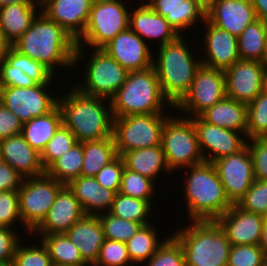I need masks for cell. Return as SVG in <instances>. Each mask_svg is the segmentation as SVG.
I'll return each instance as SVG.
<instances>
[{
  "label": "cell",
  "mask_w": 267,
  "mask_h": 266,
  "mask_svg": "<svg viewBox=\"0 0 267 266\" xmlns=\"http://www.w3.org/2000/svg\"><path fill=\"white\" fill-rule=\"evenodd\" d=\"M39 12L30 28L12 46L42 63L53 74L56 66L74 68L76 40L42 11Z\"/></svg>",
  "instance_id": "6da1fadb"
},
{
  "label": "cell",
  "mask_w": 267,
  "mask_h": 266,
  "mask_svg": "<svg viewBox=\"0 0 267 266\" xmlns=\"http://www.w3.org/2000/svg\"><path fill=\"white\" fill-rule=\"evenodd\" d=\"M68 91V94L58 97L57 105L62 114L63 125L74 134L77 142L112 137L113 115L110 99L84 94L75 86ZM106 101L108 103L105 106Z\"/></svg>",
  "instance_id": "7a4b0ae2"
},
{
  "label": "cell",
  "mask_w": 267,
  "mask_h": 266,
  "mask_svg": "<svg viewBox=\"0 0 267 266\" xmlns=\"http://www.w3.org/2000/svg\"><path fill=\"white\" fill-rule=\"evenodd\" d=\"M185 169L188 176L183 196L189 221H216L233 206L212 162L204 161Z\"/></svg>",
  "instance_id": "3957f363"
},
{
  "label": "cell",
  "mask_w": 267,
  "mask_h": 266,
  "mask_svg": "<svg viewBox=\"0 0 267 266\" xmlns=\"http://www.w3.org/2000/svg\"><path fill=\"white\" fill-rule=\"evenodd\" d=\"M185 41L183 35H179L175 40L159 46L157 59L153 57L152 66L163 95L173 106L189 91L196 71L202 65Z\"/></svg>",
  "instance_id": "277c9868"
},
{
  "label": "cell",
  "mask_w": 267,
  "mask_h": 266,
  "mask_svg": "<svg viewBox=\"0 0 267 266\" xmlns=\"http://www.w3.org/2000/svg\"><path fill=\"white\" fill-rule=\"evenodd\" d=\"M110 102L113 118L163 113L166 106L174 109L163 95L153 66L144 70L129 71L126 81Z\"/></svg>",
  "instance_id": "5b68a950"
},
{
  "label": "cell",
  "mask_w": 267,
  "mask_h": 266,
  "mask_svg": "<svg viewBox=\"0 0 267 266\" xmlns=\"http://www.w3.org/2000/svg\"><path fill=\"white\" fill-rule=\"evenodd\" d=\"M187 224L172 234L183 248L186 266H227L231 243L218 223L191 221Z\"/></svg>",
  "instance_id": "8992f818"
},
{
  "label": "cell",
  "mask_w": 267,
  "mask_h": 266,
  "mask_svg": "<svg viewBox=\"0 0 267 266\" xmlns=\"http://www.w3.org/2000/svg\"><path fill=\"white\" fill-rule=\"evenodd\" d=\"M122 0H94L83 34L76 40L74 66L84 60V45L103 48L120 32L129 28V12Z\"/></svg>",
  "instance_id": "52a82bcc"
},
{
  "label": "cell",
  "mask_w": 267,
  "mask_h": 266,
  "mask_svg": "<svg viewBox=\"0 0 267 266\" xmlns=\"http://www.w3.org/2000/svg\"><path fill=\"white\" fill-rule=\"evenodd\" d=\"M161 146L172 173L178 168L184 170L205 161L191 118L171 114L164 123Z\"/></svg>",
  "instance_id": "ba28073f"
},
{
  "label": "cell",
  "mask_w": 267,
  "mask_h": 266,
  "mask_svg": "<svg viewBox=\"0 0 267 266\" xmlns=\"http://www.w3.org/2000/svg\"><path fill=\"white\" fill-rule=\"evenodd\" d=\"M164 113L138 114L113 118L112 136L117 154L161 145L162 131L166 119Z\"/></svg>",
  "instance_id": "9c48e42d"
},
{
  "label": "cell",
  "mask_w": 267,
  "mask_h": 266,
  "mask_svg": "<svg viewBox=\"0 0 267 266\" xmlns=\"http://www.w3.org/2000/svg\"><path fill=\"white\" fill-rule=\"evenodd\" d=\"M85 65L83 83H73L84 94L111 99L126 81L129 71L122 67L104 49L94 48Z\"/></svg>",
  "instance_id": "30bf717a"
},
{
  "label": "cell",
  "mask_w": 267,
  "mask_h": 266,
  "mask_svg": "<svg viewBox=\"0 0 267 266\" xmlns=\"http://www.w3.org/2000/svg\"><path fill=\"white\" fill-rule=\"evenodd\" d=\"M63 186L64 184L46 174L24 178L18 193L22 226L24 225L28 234L43 221Z\"/></svg>",
  "instance_id": "8fae6325"
},
{
  "label": "cell",
  "mask_w": 267,
  "mask_h": 266,
  "mask_svg": "<svg viewBox=\"0 0 267 266\" xmlns=\"http://www.w3.org/2000/svg\"><path fill=\"white\" fill-rule=\"evenodd\" d=\"M225 97L224 70L201 65L196 71L189 91L174 106V110L185 112L188 118L198 117Z\"/></svg>",
  "instance_id": "7c38bea8"
},
{
  "label": "cell",
  "mask_w": 267,
  "mask_h": 266,
  "mask_svg": "<svg viewBox=\"0 0 267 266\" xmlns=\"http://www.w3.org/2000/svg\"><path fill=\"white\" fill-rule=\"evenodd\" d=\"M51 84H37L32 87H0V101L15 113L24 124L35 117L50 112L58 96L47 93Z\"/></svg>",
  "instance_id": "4fadbf2b"
},
{
  "label": "cell",
  "mask_w": 267,
  "mask_h": 266,
  "mask_svg": "<svg viewBox=\"0 0 267 266\" xmlns=\"http://www.w3.org/2000/svg\"><path fill=\"white\" fill-rule=\"evenodd\" d=\"M212 163L227 198L232 204H237L255 181L253 161L248 146L236 154L221 157Z\"/></svg>",
  "instance_id": "5bb4252c"
},
{
  "label": "cell",
  "mask_w": 267,
  "mask_h": 266,
  "mask_svg": "<svg viewBox=\"0 0 267 266\" xmlns=\"http://www.w3.org/2000/svg\"><path fill=\"white\" fill-rule=\"evenodd\" d=\"M191 119L196 130L200 151L207 162L236 154L246 146V138L243 139L241 132L209 124L200 116Z\"/></svg>",
  "instance_id": "9a60e30c"
},
{
  "label": "cell",
  "mask_w": 267,
  "mask_h": 266,
  "mask_svg": "<svg viewBox=\"0 0 267 266\" xmlns=\"http://www.w3.org/2000/svg\"><path fill=\"white\" fill-rule=\"evenodd\" d=\"M263 71L260 61L239 59L224 70L226 97L246 104L252 102L261 93Z\"/></svg>",
  "instance_id": "2e32d148"
},
{
  "label": "cell",
  "mask_w": 267,
  "mask_h": 266,
  "mask_svg": "<svg viewBox=\"0 0 267 266\" xmlns=\"http://www.w3.org/2000/svg\"><path fill=\"white\" fill-rule=\"evenodd\" d=\"M216 222L225 232L231 246L258 245L261 240L265 217L233 204Z\"/></svg>",
  "instance_id": "e0dca14e"
},
{
  "label": "cell",
  "mask_w": 267,
  "mask_h": 266,
  "mask_svg": "<svg viewBox=\"0 0 267 266\" xmlns=\"http://www.w3.org/2000/svg\"><path fill=\"white\" fill-rule=\"evenodd\" d=\"M102 49L128 71L144 70L153 63L154 54L149 44L130 28L120 32Z\"/></svg>",
  "instance_id": "ac0fdd59"
},
{
  "label": "cell",
  "mask_w": 267,
  "mask_h": 266,
  "mask_svg": "<svg viewBox=\"0 0 267 266\" xmlns=\"http://www.w3.org/2000/svg\"><path fill=\"white\" fill-rule=\"evenodd\" d=\"M86 214L74 193L64 185L58 192L43 221L30 233L42 235L66 233L70 227ZM39 232V233H38Z\"/></svg>",
  "instance_id": "d6986e66"
},
{
  "label": "cell",
  "mask_w": 267,
  "mask_h": 266,
  "mask_svg": "<svg viewBox=\"0 0 267 266\" xmlns=\"http://www.w3.org/2000/svg\"><path fill=\"white\" fill-rule=\"evenodd\" d=\"M94 0H42L41 10L75 40L84 32Z\"/></svg>",
  "instance_id": "ffe728a7"
},
{
  "label": "cell",
  "mask_w": 267,
  "mask_h": 266,
  "mask_svg": "<svg viewBox=\"0 0 267 266\" xmlns=\"http://www.w3.org/2000/svg\"><path fill=\"white\" fill-rule=\"evenodd\" d=\"M205 35H204V52L205 56L201 63L204 66L226 70L236 63L239 58L238 39L230 32L223 30L207 19L204 20ZM205 58V59H204Z\"/></svg>",
  "instance_id": "44dd1931"
},
{
  "label": "cell",
  "mask_w": 267,
  "mask_h": 266,
  "mask_svg": "<svg viewBox=\"0 0 267 266\" xmlns=\"http://www.w3.org/2000/svg\"><path fill=\"white\" fill-rule=\"evenodd\" d=\"M206 19L238 38L257 17L251 0H217Z\"/></svg>",
  "instance_id": "7402d4cb"
},
{
  "label": "cell",
  "mask_w": 267,
  "mask_h": 266,
  "mask_svg": "<svg viewBox=\"0 0 267 266\" xmlns=\"http://www.w3.org/2000/svg\"><path fill=\"white\" fill-rule=\"evenodd\" d=\"M0 160L13 167L24 178L45 174L40 153L21 134L0 141Z\"/></svg>",
  "instance_id": "603a6c76"
},
{
  "label": "cell",
  "mask_w": 267,
  "mask_h": 266,
  "mask_svg": "<svg viewBox=\"0 0 267 266\" xmlns=\"http://www.w3.org/2000/svg\"><path fill=\"white\" fill-rule=\"evenodd\" d=\"M130 12L129 28L144 41L157 39V41L160 40L158 46H161L179 36L167 19L155 12L150 6L139 5Z\"/></svg>",
  "instance_id": "cb8c5ba5"
},
{
  "label": "cell",
  "mask_w": 267,
  "mask_h": 266,
  "mask_svg": "<svg viewBox=\"0 0 267 266\" xmlns=\"http://www.w3.org/2000/svg\"><path fill=\"white\" fill-rule=\"evenodd\" d=\"M77 246L83 260L92 266L98 258L105 236L98 216L85 215L65 233Z\"/></svg>",
  "instance_id": "d4e9b609"
},
{
  "label": "cell",
  "mask_w": 267,
  "mask_h": 266,
  "mask_svg": "<svg viewBox=\"0 0 267 266\" xmlns=\"http://www.w3.org/2000/svg\"><path fill=\"white\" fill-rule=\"evenodd\" d=\"M68 187L86 215L98 216L111 210L116 192L101 186L94 177L79 176Z\"/></svg>",
  "instance_id": "484cf974"
},
{
  "label": "cell",
  "mask_w": 267,
  "mask_h": 266,
  "mask_svg": "<svg viewBox=\"0 0 267 266\" xmlns=\"http://www.w3.org/2000/svg\"><path fill=\"white\" fill-rule=\"evenodd\" d=\"M149 6L165 17L179 35L196 25L199 19H202L199 20L202 23L206 19V15L193 0H155Z\"/></svg>",
  "instance_id": "4316f807"
},
{
  "label": "cell",
  "mask_w": 267,
  "mask_h": 266,
  "mask_svg": "<svg viewBox=\"0 0 267 266\" xmlns=\"http://www.w3.org/2000/svg\"><path fill=\"white\" fill-rule=\"evenodd\" d=\"M200 117L221 128L247 133V104L225 97L204 111Z\"/></svg>",
  "instance_id": "83f0119b"
},
{
  "label": "cell",
  "mask_w": 267,
  "mask_h": 266,
  "mask_svg": "<svg viewBox=\"0 0 267 266\" xmlns=\"http://www.w3.org/2000/svg\"><path fill=\"white\" fill-rule=\"evenodd\" d=\"M37 10H41V4L14 3L0 7V28L9 45L30 28Z\"/></svg>",
  "instance_id": "f1b7e54d"
},
{
  "label": "cell",
  "mask_w": 267,
  "mask_h": 266,
  "mask_svg": "<svg viewBox=\"0 0 267 266\" xmlns=\"http://www.w3.org/2000/svg\"><path fill=\"white\" fill-rule=\"evenodd\" d=\"M62 124V114L56 105L47 114L25 122L21 135L33 149L41 153Z\"/></svg>",
  "instance_id": "f546056e"
},
{
  "label": "cell",
  "mask_w": 267,
  "mask_h": 266,
  "mask_svg": "<svg viewBox=\"0 0 267 266\" xmlns=\"http://www.w3.org/2000/svg\"><path fill=\"white\" fill-rule=\"evenodd\" d=\"M125 167L155 181L159 172L171 173L161 145L125 152L122 155ZM163 169V170H162Z\"/></svg>",
  "instance_id": "4dcf8cb0"
},
{
  "label": "cell",
  "mask_w": 267,
  "mask_h": 266,
  "mask_svg": "<svg viewBox=\"0 0 267 266\" xmlns=\"http://www.w3.org/2000/svg\"><path fill=\"white\" fill-rule=\"evenodd\" d=\"M81 143L84 153L81 176L94 177L118 156L113 136Z\"/></svg>",
  "instance_id": "1f68e13d"
},
{
  "label": "cell",
  "mask_w": 267,
  "mask_h": 266,
  "mask_svg": "<svg viewBox=\"0 0 267 266\" xmlns=\"http://www.w3.org/2000/svg\"><path fill=\"white\" fill-rule=\"evenodd\" d=\"M41 242L47 248L53 266H90L65 233L43 235Z\"/></svg>",
  "instance_id": "d6a6232c"
},
{
  "label": "cell",
  "mask_w": 267,
  "mask_h": 266,
  "mask_svg": "<svg viewBox=\"0 0 267 266\" xmlns=\"http://www.w3.org/2000/svg\"><path fill=\"white\" fill-rule=\"evenodd\" d=\"M237 39L240 59L261 62L267 48V23L257 19Z\"/></svg>",
  "instance_id": "836d02e7"
},
{
  "label": "cell",
  "mask_w": 267,
  "mask_h": 266,
  "mask_svg": "<svg viewBox=\"0 0 267 266\" xmlns=\"http://www.w3.org/2000/svg\"><path fill=\"white\" fill-rule=\"evenodd\" d=\"M83 157V145L81 142H77L60 158L55 160L45 170V174L64 185H68L71 181L81 176Z\"/></svg>",
  "instance_id": "e575fe53"
},
{
  "label": "cell",
  "mask_w": 267,
  "mask_h": 266,
  "mask_svg": "<svg viewBox=\"0 0 267 266\" xmlns=\"http://www.w3.org/2000/svg\"><path fill=\"white\" fill-rule=\"evenodd\" d=\"M154 228L152 223L144 225L125 242L128 256L133 265L147 262L164 242L163 240L159 241L157 230Z\"/></svg>",
  "instance_id": "d590c367"
},
{
  "label": "cell",
  "mask_w": 267,
  "mask_h": 266,
  "mask_svg": "<svg viewBox=\"0 0 267 266\" xmlns=\"http://www.w3.org/2000/svg\"><path fill=\"white\" fill-rule=\"evenodd\" d=\"M37 83L21 68V53L12 45L0 58V87H32Z\"/></svg>",
  "instance_id": "8d00e7d4"
},
{
  "label": "cell",
  "mask_w": 267,
  "mask_h": 266,
  "mask_svg": "<svg viewBox=\"0 0 267 266\" xmlns=\"http://www.w3.org/2000/svg\"><path fill=\"white\" fill-rule=\"evenodd\" d=\"M152 205L147 200H141L117 192L111 210L114 216L122 219L141 223L143 226L150 224L148 216Z\"/></svg>",
  "instance_id": "74e56055"
},
{
  "label": "cell",
  "mask_w": 267,
  "mask_h": 266,
  "mask_svg": "<svg viewBox=\"0 0 267 266\" xmlns=\"http://www.w3.org/2000/svg\"><path fill=\"white\" fill-rule=\"evenodd\" d=\"M154 185L153 180L125 167L119 192L130 197L147 200L153 205L151 200L156 190Z\"/></svg>",
  "instance_id": "f35d334b"
},
{
  "label": "cell",
  "mask_w": 267,
  "mask_h": 266,
  "mask_svg": "<svg viewBox=\"0 0 267 266\" xmlns=\"http://www.w3.org/2000/svg\"><path fill=\"white\" fill-rule=\"evenodd\" d=\"M77 143L74 134L63 124L40 153L41 163L46 170L55 160Z\"/></svg>",
  "instance_id": "ab89813d"
},
{
  "label": "cell",
  "mask_w": 267,
  "mask_h": 266,
  "mask_svg": "<svg viewBox=\"0 0 267 266\" xmlns=\"http://www.w3.org/2000/svg\"><path fill=\"white\" fill-rule=\"evenodd\" d=\"M105 239L127 242L143 225L114 216L110 212L98 215Z\"/></svg>",
  "instance_id": "60d3db41"
},
{
  "label": "cell",
  "mask_w": 267,
  "mask_h": 266,
  "mask_svg": "<svg viewBox=\"0 0 267 266\" xmlns=\"http://www.w3.org/2000/svg\"><path fill=\"white\" fill-rule=\"evenodd\" d=\"M267 135V95L260 93L247 104L246 138L252 139Z\"/></svg>",
  "instance_id": "b9f144b4"
},
{
  "label": "cell",
  "mask_w": 267,
  "mask_h": 266,
  "mask_svg": "<svg viewBox=\"0 0 267 266\" xmlns=\"http://www.w3.org/2000/svg\"><path fill=\"white\" fill-rule=\"evenodd\" d=\"M146 263V266H186L183 248L172 234Z\"/></svg>",
  "instance_id": "7bdbcfd3"
},
{
  "label": "cell",
  "mask_w": 267,
  "mask_h": 266,
  "mask_svg": "<svg viewBox=\"0 0 267 266\" xmlns=\"http://www.w3.org/2000/svg\"><path fill=\"white\" fill-rule=\"evenodd\" d=\"M134 266L128 256L125 242L105 239L97 261L92 266Z\"/></svg>",
  "instance_id": "ee69618b"
},
{
  "label": "cell",
  "mask_w": 267,
  "mask_h": 266,
  "mask_svg": "<svg viewBox=\"0 0 267 266\" xmlns=\"http://www.w3.org/2000/svg\"><path fill=\"white\" fill-rule=\"evenodd\" d=\"M39 244L22 246L20 243L16 248L13 266H53L45 245Z\"/></svg>",
  "instance_id": "f6af8a7d"
},
{
  "label": "cell",
  "mask_w": 267,
  "mask_h": 266,
  "mask_svg": "<svg viewBox=\"0 0 267 266\" xmlns=\"http://www.w3.org/2000/svg\"><path fill=\"white\" fill-rule=\"evenodd\" d=\"M237 205L246 211L265 216L267 214V181L255 179Z\"/></svg>",
  "instance_id": "bcb514c9"
},
{
  "label": "cell",
  "mask_w": 267,
  "mask_h": 266,
  "mask_svg": "<svg viewBox=\"0 0 267 266\" xmlns=\"http://www.w3.org/2000/svg\"><path fill=\"white\" fill-rule=\"evenodd\" d=\"M266 256L258 245L231 246L227 266H261Z\"/></svg>",
  "instance_id": "7dc6e473"
},
{
  "label": "cell",
  "mask_w": 267,
  "mask_h": 266,
  "mask_svg": "<svg viewBox=\"0 0 267 266\" xmlns=\"http://www.w3.org/2000/svg\"><path fill=\"white\" fill-rule=\"evenodd\" d=\"M15 222L22 224L18 190L0 192V226L12 228Z\"/></svg>",
  "instance_id": "c3c4849f"
},
{
  "label": "cell",
  "mask_w": 267,
  "mask_h": 266,
  "mask_svg": "<svg viewBox=\"0 0 267 266\" xmlns=\"http://www.w3.org/2000/svg\"><path fill=\"white\" fill-rule=\"evenodd\" d=\"M246 145L252 157L255 179L267 181V138L248 139Z\"/></svg>",
  "instance_id": "681fc988"
},
{
  "label": "cell",
  "mask_w": 267,
  "mask_h": 266,
  "mask_svg": "<svg viewBox=\"0 0 267 266\" xmlns=\"http://www.w3.org/2000/svg\"><path fill=\"white\" fill-rule=\"evenodd\" d=\"M125 163L122 156L118 155L113 161L103 167L94 178L106 189L119 192Z\"/></svg>",
  "instance_id": "f907efd6"
},
{
  "label": "cell",
  "mask_w": 267,
  "mask_h": 266,
  "mask_svg": "<svg viewBox=\"0 0 267 266\" xmlns=\"http://www.w3.org/2000/svg\"><path fill=\"white\" fill-rule=\"evenodd\" d=\"M19 241L20 236L14 227L0 226V265L13 263Z\"/></svg>",
  "instance_id": "816d5d0a"
},
{
  "label": "cell",
  "mask_w": 267,
  "mask_h": 266,
  "mask_svg": "<svg viewBox=\"0 0 267 266\" xmlns=\"http://www.w3.org/2000/svg\"><path fill=\"white\" fill-rule=\"evenodd\" d=\"M22 71L33 79L37 84H52L55 74L37 60L31 59L21 53Z\"/></svg>",
  "instance_id": "f5cc1de1"
},
{
  "label": "cell",
  "mask_w": 267,
  "mask_h": 266,
  "mask_svg": "<svg viewBox=\"0 0 267 266\" xmlns=\"http://www.w3.org/2000/svg\"><path fill=\"white\" fill-rule=\"evenodd\" d=\"M23 123L0 101V141L21 134Z\"/></svg>",
  "instance_id": "db71d44e"
},
{
  "label": "cell",
  "mask_w": 267,
  "mask_h": 266,
  "mask_svg": "<svg viewBox=\"0 0 267 266\" xmlns=\"http://www.w3.org/2000/svg\"><path fill=\"white\" fill-rule=\"evenodd\" d=\"M24 177L13 167L0 160V192L8 190H19Z\"/></svg>",
  "instance_id": "11a10c76"
},
{
  "label": "cell",
  "mask_w": 267,
  "mask_h": 266,
  "mask_svg": "<svg viewBox=\"0 0 267 266\" xmlns=\"http://www.w3.org/2000/svg\"><path fill=\"white\" fill-rule=\"evenodd\" d=\"M257 19L267 23V0H251Z\"/></svg>",
  "instance_id": "9f6ffc18"
},
{
  "label": "cell",
  "mask_w": 267,
  "mask_h": 266,
  "mask_svg": "<svg viewBox=\"0 0 267 266\" xmlns=\"http://www.w3.org/2000/svg\"><path fill=\"white\" fill-rule=\"evenodd\" d=\"M206 15L214 6L217 0H193Z\"/></svg>",
  "instance_id": "6f0895ef"
},
{
  "label": "cell",
  "mask_w": 267,
  "mask_h": 266,
  "mask_svg": "<svg viewBox=\"0 0 267 266\" xmlns=\"http://www.w3.org/2000/svg\"><path fill=\"white\" fill-rule=\"evenodd\" d=\"M14 3L41 4L42 0H0V7Z\"/></svg>",
  "instance_id": "680465c9"
},
{
  "label": "cell",
  "mask_w": 267,
  "mask_h": 266,
  "mask_svg": "<svg viewBox=\"0 0 267 266\" xmlns=\"http://www.w3.org/2000/svg\"><path fill=\"white\" fill-rule=\"evenodd\" d=\"M259 246L263 250L264 255L267 256V223L266 222L263 225Z\"/></svg>",
  "instance_id": "91938a15"
},
{
  "label": "cell",
  "mask_w": 267,
  "mask_h": 266,
  "mask_svg": "<svg viewBox=\"0 0 267 266\" xmlns=\"http://www.w3.org/2000/svg\"><path fill=\"white\" fill-rule=\"evenodd\" d=\"M9 46H10L9 43L4 39V36L0 28V58L3 57V54L9 48Z\"/></svg>",
  "instance_id": "94428289"
},
{
  "label": "cell",
  "mask_w": 267,
  "mask_h": 266,
  "mask_svg": "<svg viewBox=\"0 0 267 266\" xmlns=\"http://www.w3.org/2000/svg\"><path fill=\"white\" fill-rule=\"evenodd\" d=\"M261 93L267 95V69H264L263 71Z\"/></svg>",
  "instance_id": "6125c7cd"
},
{
  "label": "cell",
  "mask_w": 267,
  "mask_h": 266,
  "mask_svg": "<svg viewBox=\"0 0 267 266\" xmlns=\"http://www.w3.org/2000/svg\"><path fill=\"white\" fill-rule=\"evenodd\" d=\"M261 63H262L263 68L267 69V48L265 50V54H264V57H263Z\"/></svg>",
  "instance_id": "be15d7a7"
},
{
  "label": "cell",
  "mask_w": 267,
  "mask_h": 266,
  "mask_svg": "<svg viewBox=\"0 0 267 266\" xmlns=\"http://www.w3.org/2000/svg\"><path fill=\"white\" fill-rule=\"evenodd\" d=\"M144 1V0H143ZM155 0H145V2H138V3H141L142 6H149L152 2H154Z\"/></svg>",
  "instance_id": "e7e4bbea"
},
{
  "label": "cell",
  "mask_w": 267,
  "mask_h": 266,
  "mask_svg": "<svg viewBox=\"0 0 267 266\" xmlns=\"http://www.w3.org/2000/svg\"><path fill=\"white\" fill-rule=\"evenodd\" d=\"M261 266H267V256L263 259Z\"/></svg>",
  "instance_id": "03108f58"
},
{
  "label": "cell",
  "mask_w": 267,
  "mask_h": 266,
  "mask_svg": "<svg viewBox=\"0 0 267 266\" xmlns=\"http://www.w3.org/2000/svg\"><path fill=\"white\" fill-rule=\"evenodd\" d=\"M0 266H13V264H5V265H0Z\"/></svg>",
  "instance_id": "003e7915"
},
{
  "label": "cell",
  "mask_w": 267,
  "mask_h": 266,
  "mask_svg": "<svg viewBox=\"0 0 267 266\" xmlns=\"http://www.w3.org/2000/svg\"><path fill=\"white\" fill-rule=\"evenodd\" d=\"M264 217H265V222L267 223V214Z\"/></svg>",
  "instance_id": "a7ac6f4b"
}]
</instances>
